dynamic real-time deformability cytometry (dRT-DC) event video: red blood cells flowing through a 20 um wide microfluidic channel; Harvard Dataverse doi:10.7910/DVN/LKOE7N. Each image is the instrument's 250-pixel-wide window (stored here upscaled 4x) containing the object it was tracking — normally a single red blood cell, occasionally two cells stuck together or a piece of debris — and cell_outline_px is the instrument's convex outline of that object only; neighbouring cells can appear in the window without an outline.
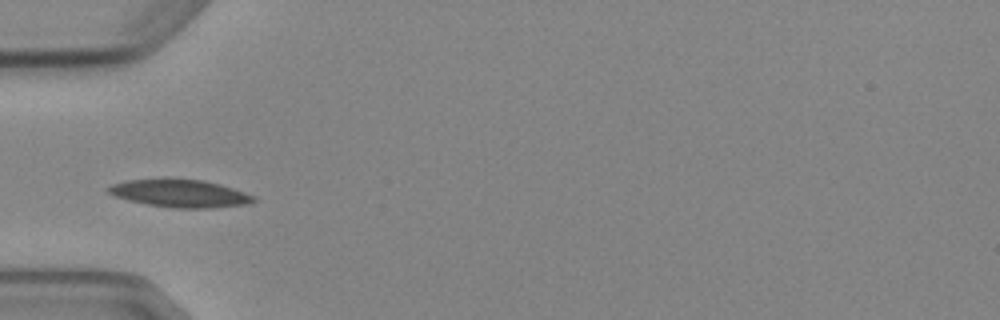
{"species": "Egyptian fruit bat (a non-hibernating species)", "species_latin": "Rousettus aegyptiacus", "temperature_condition": "cold", "stored_images_in_passage": 3, "camera_frame_rate_fps": 3000, "um_per_image_px": 0.085, "animal": {"sex": "female"}, "frame": {"image": 1, "passage_image": 3, "time_ms": 3.0, "image_size_px": [1000, 320], "cell_outline_px": [[256, 200], [244, 204], [208, 208], [176, 208], [148, 204], [128, 200], [116, 196], [108, 192], [104, 188], [112, 184], [128, 180], [164, 176], [168, 176], [204, 180], [220, 184], [256, 196]], "centroid_in_image_um": [15.24, 16.39], "position_along_channel_um": 69.8, "area_um2": 23.99}}